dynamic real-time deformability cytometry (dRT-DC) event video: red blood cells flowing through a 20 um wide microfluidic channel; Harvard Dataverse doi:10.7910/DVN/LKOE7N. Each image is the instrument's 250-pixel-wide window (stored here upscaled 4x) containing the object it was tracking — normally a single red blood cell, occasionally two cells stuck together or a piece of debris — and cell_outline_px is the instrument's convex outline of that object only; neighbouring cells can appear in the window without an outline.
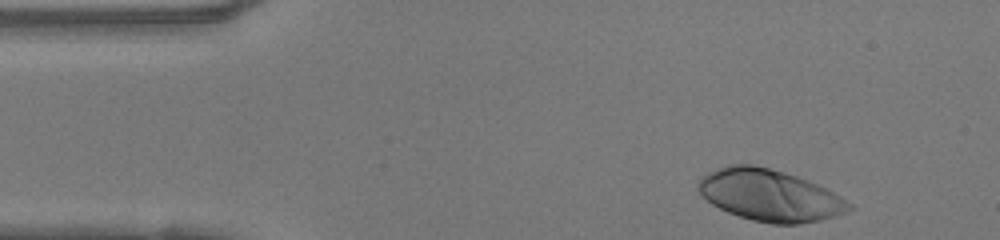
{"species": "human", "species_latin": "Homo sapiens", "temperature_condition": "warm", "stored_images_in_passage": 34, "camera_frame_rate_fps": 3000, "um_per_image_px": 0.085, "donor": {"sex": "female"}, "frame": {"image": 1, "passage_image": 1, "time_ms": 0.0, "image_size_px": [1000, 240], "cell_outline_px": [[856, 208], [848, 212], [820, 220], [800, 224], [772, 224], [752, 220], [728, 212], [712, 204], [696, 188], [696, 184], [708, 172], [716, 168], [728, 164], [756, 164], [784, 172], [808, 180], [840, 196], [852, 204]], "centroid_in_image_um": [65.43, 16.59], "position_along_channel_um": 19.6, "area_um2": 45.37}}
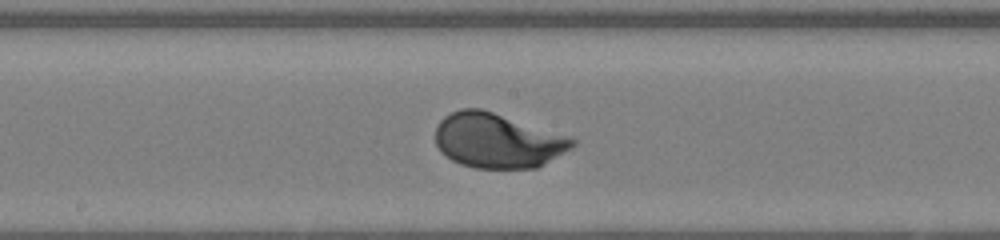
{"frame": {"image": 2, "passage_image": 20, "time_ms": 6.333, "image_size_px": [1000, 240], "cell_outline_px": [[576, 144], [572, 148], [544, 164], [536, 168], [476, 168], [460, 164], [452, 160], [440, 152], [436, 144], [436, 128], [440, 120], [444, 116], [460, 108], [480, 108], [572, 136], [576, 140]], "centroid_in_image_um": [42.31, 11.95], "position_along_channel_um": 205.9, "area_um2": 43.93}}
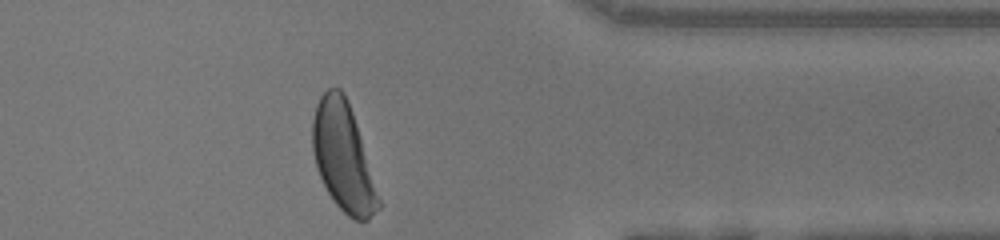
{"frame": {"image": 3, "passage_image": 34, "time_ms": 11.0, "image_size_px": [1000, 240], "cell_outline_px": [[380, 208], [368, 220], [356, 220], [348, 216], [332, 200], [316, 168], [312, 148], [312, 120], [316, 104], [320, 96], [328, 88], [340, 88], [344, 92], [348, 100], [356, 124], [380, 200]], "centroid_in_image_um": [29.14, 13.33], "position_along_channel_um": 382.3, "area_um2": 41.1}, "authors_computed_cell_mechanics": {"area_um2": 43.2055, "velocity_mm_per_s": 4.126, "shape_relaxation_time_tau1_ms": 2.2096, "shape_relaxation_time_tau2_ms": null, "deformation_change_tau1": 0.1789, "deformation_change_tau2": null}}